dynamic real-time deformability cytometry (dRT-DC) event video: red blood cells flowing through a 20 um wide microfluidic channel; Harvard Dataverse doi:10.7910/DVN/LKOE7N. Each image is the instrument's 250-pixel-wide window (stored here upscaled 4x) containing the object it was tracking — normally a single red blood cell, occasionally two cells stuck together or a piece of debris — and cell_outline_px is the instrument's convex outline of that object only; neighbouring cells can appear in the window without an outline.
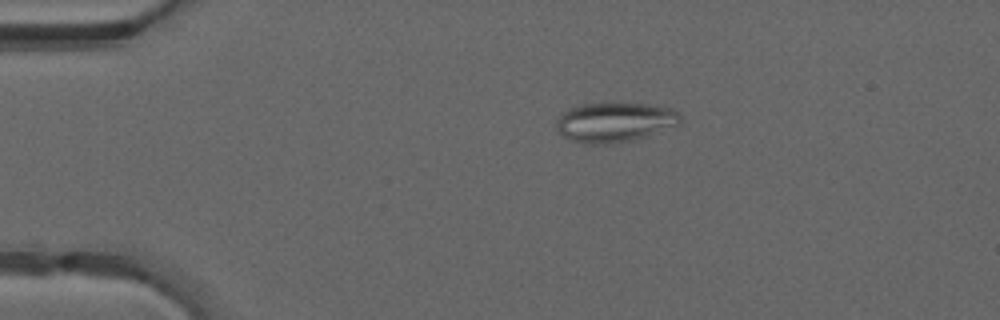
{"species": "common noctule bat (a hibernating species)", "species_latin": "Nyctalus noctula", "temperature_condition": "warm", "stored_images_in_passage": 48, "camera_frame_rate_fps": 3000, "um_per_image_px": 0.085, "animal": {"sex": "male", "forearm_length_mm": 52.5}, "frame": {"image": 1, "passage_image": 10, "time_ms": 3.0, "image_size_px": [1000, 320], "cell_outline_px": [[680, 124], [632, 140], [608, 144], [584, 144], [572, 140], [564, 136], [556, 128], [556, 120], [560, 112], [580, 104], [652, 104], [672, 108], [680, 112]], "centroid_in_image_um": [52.23, 10.38], "position_along_channel_um": 32.8, "area_um2": 28.55}}
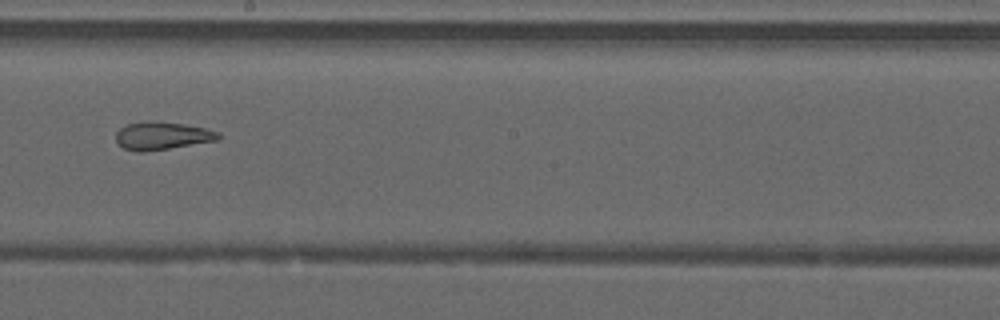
{"frame": {"image": 2, "passage_image": 28, "time_ms": 9.0, "image_size_px": [1000, 320], "cell_outline_px": [[220, 140], [144, 152], [136, 152], [124, 148], [116, 140], [116, 132], [120, 128], [128, 124], [148, 120], [184, 124], [204, 128], [220, 132]], "centroid_in_image_um": [13.79, 11.54], "position_along_channel_um": 234.4, "area_um2": 16.65}}
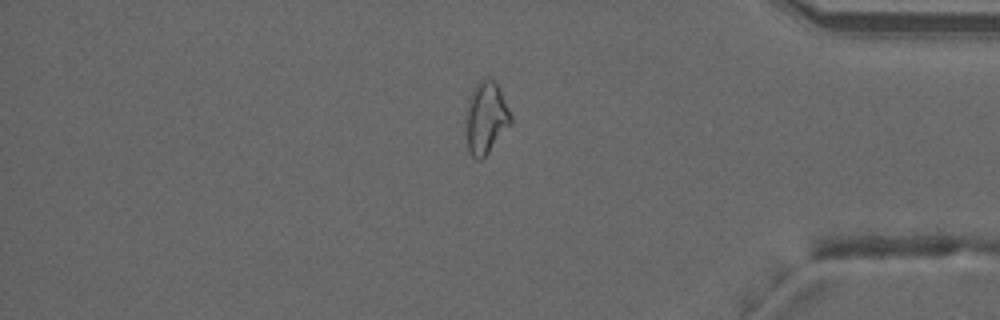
{"frame": {"image": 3, "passage_image": 41, "time_ms": 13.333, "image_size_px": [1000, 320], "cell_outline_px": [[512, 120], [488, 152], [480, 160], [476, 160], [468, 152], [464, 120], [464, 112], [472, 92], [476, 84], [484, 76], [492, 76], [496, 80], [500, 88], [512, 116]], "centroid_in_image_um": [41.26, 9.95], "position_along_channel_um": 393.9, "area_um2": 19.19}, "authors_computed_cell_mechanics": {"area_um2": 20.5768, "velocity_mm_per_s": 4.2436, "shape_relaxation_time_tau1_ms": null, "shape_relaxation_time_tau2_ms": 1.909, "deformation_change_tau1": null, "deformation_change_tau2": 0.1042}}